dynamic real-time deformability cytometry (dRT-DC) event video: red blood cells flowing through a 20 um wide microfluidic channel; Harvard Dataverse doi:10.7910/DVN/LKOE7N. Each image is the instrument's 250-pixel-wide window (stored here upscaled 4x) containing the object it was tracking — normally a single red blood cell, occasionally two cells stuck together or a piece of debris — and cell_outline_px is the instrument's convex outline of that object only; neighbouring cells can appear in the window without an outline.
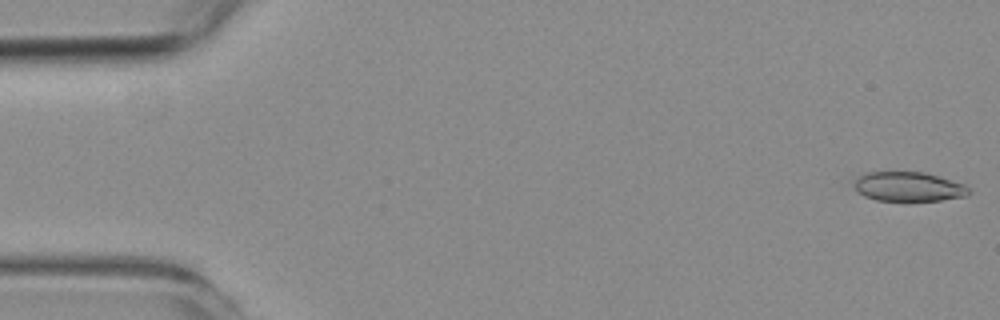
{"species": "common noctule bat (a hibernating species)", "species_latin": "Nyctalus noctula", "temperature_condition": "room temperature", "stored_images_in_passage": 54, "camera_frame_rate_fps": 3000, "um_per_image_px": 0.085, "animal": {"sex": "female", "body_mass_g": 19.3, "forearm_length_mm": 54.1}, "frame": {"image": 1, "passage_image": 1, "time_ms": 0.0, "image_size_px": [1000, 320], "cell_outline_px": [[972, 192], [968, 196], [940, 200], [908, 204], [876, 200], [864, 196], [852, 184], [860, 172], [924, 172], [964, 184]], "centroid_in_image_um": [77.2, 15.91], "position_along_channel_um": 7.8, "area_um2": 20.58}}
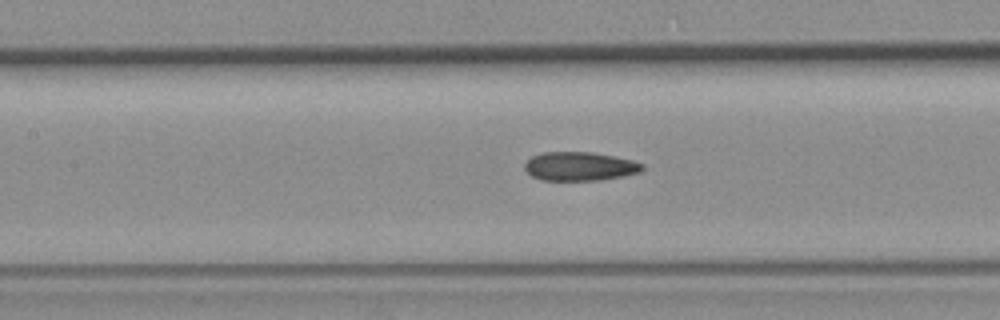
{"frame": {"image": 2, "passage_image": 24, "time_ms": 7.667, "image_size_px": [1000, 320], "cell_outline_px": [[644, 168], [640, 172], [624, 176], [600, 180], [540, 180], [532, 176], [524, 168], [524, 164], [532, 156], [544, 152], [592, 152], [632, 160], [644, 164]], "centroid_in_image_um": [49.28, 14.14], "position_along_channel_um": 158.1, "area_um2": 19.71}}
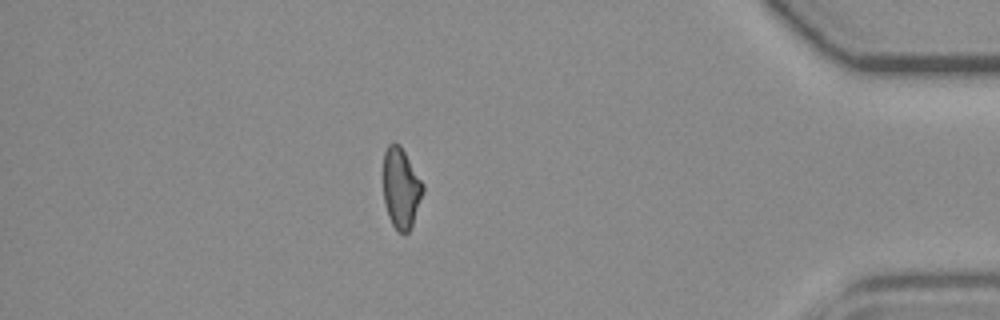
{"frame": {"image": 3, "passage_image": 47, "time_ms": 15.333, "image_size_px": [1000, 320], "cell_outline_px": [[424, 192], [412, 224], [408, 232], [404, 236], [396, 232], [388, 216], [384, 200], [384, 152], [388, 144], [400, 144], [424, 184]], "centroid_in_image_um": [34.1, 16.03], "position_along_channel_um": 401.1, "area_um2": 18.67}, "authors_computed_cell_mechanics": {"area_um2": 20.1144, "velocity_mm_per_s": 3.7631, "shape_relaxation_time_tau1_ms": null, "shape_relaxation_time_tau2_ms": 2.345, "deformation_change_tau1": null, "deformation_change_tau2": 0.073}}